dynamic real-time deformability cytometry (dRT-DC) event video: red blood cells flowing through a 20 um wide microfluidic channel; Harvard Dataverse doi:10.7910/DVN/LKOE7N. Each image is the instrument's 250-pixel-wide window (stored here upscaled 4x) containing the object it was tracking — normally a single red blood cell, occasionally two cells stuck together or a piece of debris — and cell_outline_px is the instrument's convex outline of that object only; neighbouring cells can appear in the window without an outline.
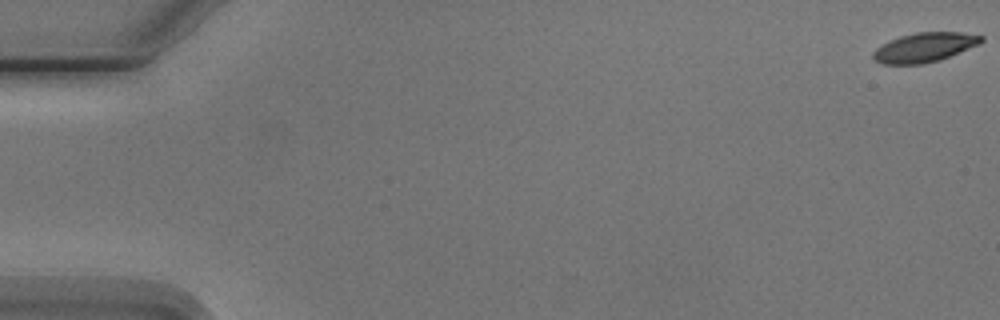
{"species": "Egyptian fruit bat (a non-hibernating species)", "species_latin": "Rousettus aegyptiacus", "temperature_condition": "cold", "stored_images_in_passage": 2, "camera_frame_rate_fps": 3000, "um_per_image_px": 0.085, "animal": {"sex": "male"}, "frame": {"image": 1, "passage_image": 2, "time_ms": 1.333, "image_size_px": [1000, 320], "cell_outline_px": [[984, 40], [980, 44], [940, 60], [924, 64], [880, 64], [872, 56], [872, 52], [876, 48], [900, 36], [916, 32], [964, 32], [984, 36]], "centroid_in_image_um": [78.62, 4.03], "position_along_channel_um": 6.4, "area_um2": 18.55}}